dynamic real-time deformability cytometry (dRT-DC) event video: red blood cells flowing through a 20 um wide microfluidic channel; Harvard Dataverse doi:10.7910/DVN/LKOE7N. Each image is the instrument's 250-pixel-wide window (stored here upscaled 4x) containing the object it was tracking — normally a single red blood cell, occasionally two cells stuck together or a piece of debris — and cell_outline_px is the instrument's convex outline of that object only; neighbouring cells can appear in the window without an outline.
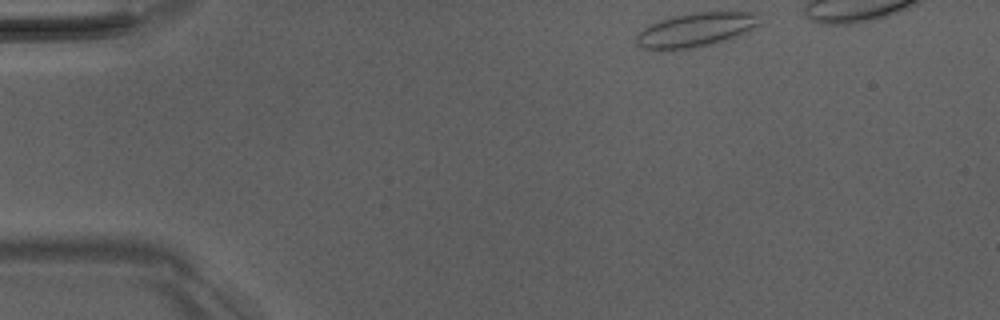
{"species": "Egyptian fruit bat (a non-hibernating species)", "species_latin": "Rousettus aegyptiacus", "temperature_condition": "room temperature", "stored_images_in_passage": 4, "camera_frame_rate_fps": 3000, "um_per_image_px": 0.085, "animal": {"sex": "male"}, "frame": {"image": 1, "passage_image": 1, "time_ms": 0.0, "image_size_px": [1000, 320], "cell_outline_px": [[760, 24], [756, 28], [732, 40], [692, 48], [644, 48], [636, 44], [636, 36], [644, 28], [660, 20], [672, 16], [692, 12], [760, 12]], "centroid_in_image_um": [59.27, 2.51], "position_along_channel_um": 25.7, "area_um2": 24.57}}